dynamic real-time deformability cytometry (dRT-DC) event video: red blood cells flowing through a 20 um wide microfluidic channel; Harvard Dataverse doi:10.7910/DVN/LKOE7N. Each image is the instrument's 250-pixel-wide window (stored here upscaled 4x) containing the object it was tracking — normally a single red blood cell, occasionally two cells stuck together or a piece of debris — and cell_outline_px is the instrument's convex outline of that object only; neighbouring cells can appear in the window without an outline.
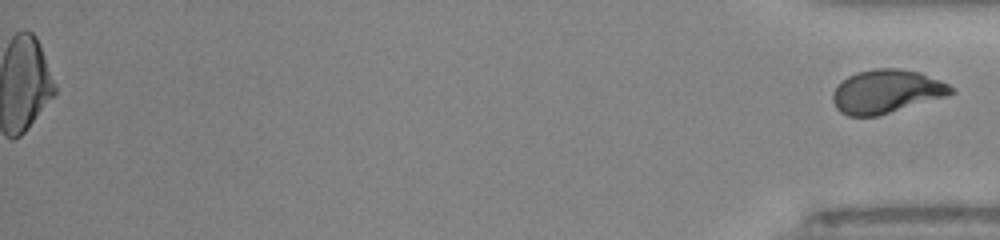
{"species": "human", "species_latin": "Homo sapiens", "temperature_condition": "room temperature", "stored_images_in_passage": 54, "segment_of_instrument_passage": [2, 2], "camera_frame_rate_fps": 3000, "um_per_image_px": 0.085, "donor": {"sex": "male"}, "frame": {"image": 1, "passage_image": 54, "time_ms": 17.667, "image_size_px": [1000, 240], "cell_outline_px": [[956, 92], [948, 96], [876, 116], [848, 116], [840, 112], [836, 108], [832, 100], [832, 92], [848, 76], [856, 72], [876, 68], [900, 68], [920, 72], [940, 80], [956, 88]], "centroid_in_image_um": [75.38, 7.77], "position_along_channel_um": 359.8, "area_um2": 30.11}}